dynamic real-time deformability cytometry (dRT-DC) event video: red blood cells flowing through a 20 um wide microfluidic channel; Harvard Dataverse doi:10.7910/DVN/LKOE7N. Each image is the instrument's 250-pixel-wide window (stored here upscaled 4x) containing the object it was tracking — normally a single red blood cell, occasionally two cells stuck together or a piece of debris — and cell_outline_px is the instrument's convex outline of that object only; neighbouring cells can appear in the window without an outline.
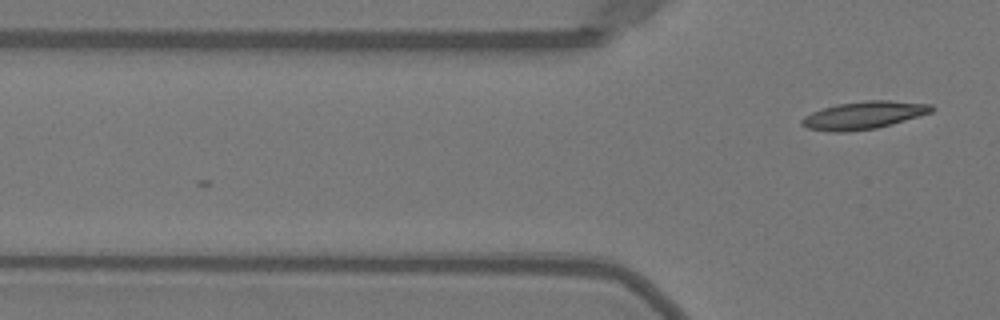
{"species": "Egyptian fruit bat (a non-hibernating species)", "species_latin": "Rousettus aegyptiacus", "temperature_condition": "warm", "stored_images_in_passage": 4, "camera_frame_rate_fps": 3000, "um_per_image_px": 0.085, "animal": {"sex": "female"}, "frame": {"image": 1, "passage_image": 4, "time_ms": 1.0, "image_size_px": [1000, 320], "cell_outline_px": [[936, 108], [932, 112], [892, 124], [876, 128], [844, 132], [832, 132], [808, 128], [800, 124], [800, 120], [804, 116], [812, 112], [836, 104], [868, 100], [888, 100], [932, 104]], "centroid_in_image_um": [73.42, 9.79], "position_along_channel_um": 52.4, "area_um2": 20.92}}